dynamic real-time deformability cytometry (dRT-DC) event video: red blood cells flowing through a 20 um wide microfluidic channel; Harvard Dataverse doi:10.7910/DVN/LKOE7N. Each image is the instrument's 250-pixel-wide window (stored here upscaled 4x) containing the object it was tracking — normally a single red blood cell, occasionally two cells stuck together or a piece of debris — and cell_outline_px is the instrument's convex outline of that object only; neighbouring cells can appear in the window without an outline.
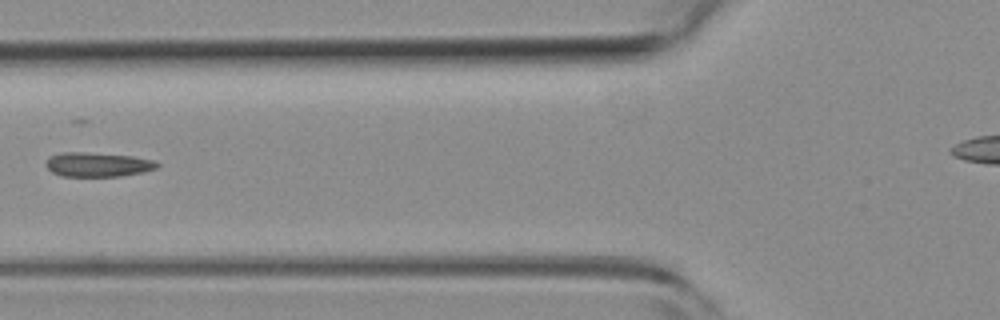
{"species": "common noctule bat (a hibernating species)", "species_latin": "Nyctalus noctula", "temperature_condition": "room temperature", "stored_images_in_passage": 10, "camera_frame_rate_fps": 3000, "um_per_image_px": 0.085, "animal": {"sex": "female", "body_mass_g": 19.3, "forearm_length_mm": 54.1}, "frame": {"image": 1, "passage_image": 6, "time_ms": 1.667, "image_size_px": [1000, 320], "cell_outline_px": [[160, 164], [156, 168], [144, 172], [120, 176], [60, 176], [52, 172], [44, 164], [48, 156], [60, 152], [84, 152], [132, 156], [152, 160]], "centroid_in_image_um": [8.25, 13.98], "position_along_channel_um": 117.5, "area_um2": 15.84}}
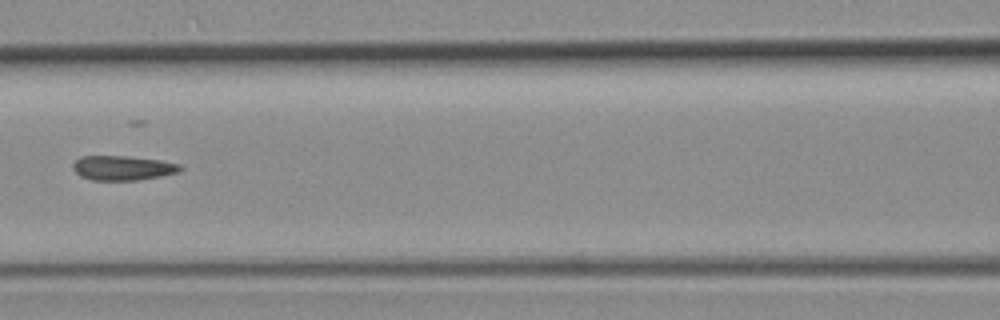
{"frame": {"image": 2, "passage_image": 7, "time_ms": 2.0, "image_size_px": [1000, 320], "cell_outline_px": [[184, 168], [180, 172], [160, 176], [136, 180], [92, 180], [80, 176], [72, 168], [72, 164], [80, 156], [128, 156], [160, 160], [180, 164]], "centroid_in_image_um": [10.44, 14.27], "position_along_channel_um": 156.2, "area_um2": 15.43}}
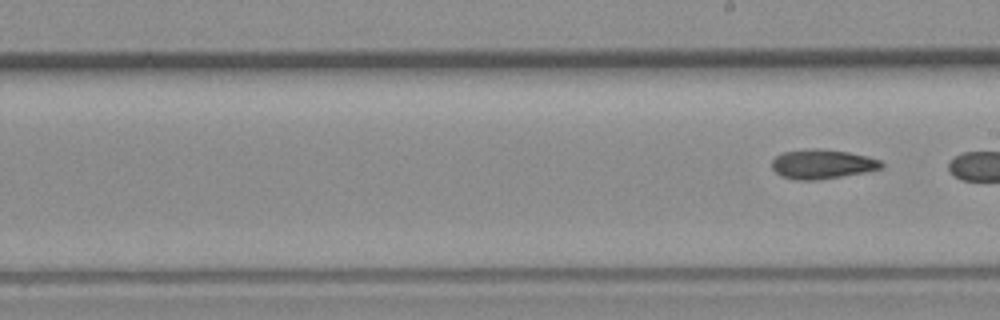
{"frame": {"image": 3, "passage_image": 10, "time_ms": 3.0, "image_size_px": [1000, 320], "cell_outline_px": [[884, 168], [864, 172], [820, 180], [796, 180], [780, 176], [772, 168], [772, 160], [776, 156], [784, 152], [812, 148], [824, 148], [848, 152], [868, 156], [880, 160], [884, 164]], "centroid_in_image_um": [69.9, 13.95], "position_along_channel_um": 219.1, "area_um2": 18.96}}